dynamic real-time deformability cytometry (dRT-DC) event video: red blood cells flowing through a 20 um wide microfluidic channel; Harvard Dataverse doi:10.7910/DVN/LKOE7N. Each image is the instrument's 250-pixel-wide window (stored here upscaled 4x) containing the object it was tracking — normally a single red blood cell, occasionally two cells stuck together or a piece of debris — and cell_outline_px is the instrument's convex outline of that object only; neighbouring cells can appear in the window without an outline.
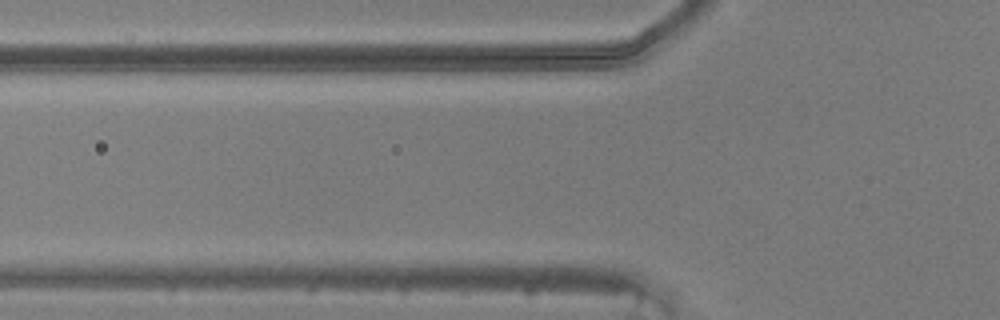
{"species": "common noctule bat (a hibernating species)", "species_latin": "Nyctalus noctula", "temperature_condition": "warm", "stored_images_in_passage": 4, "camera_frame_rate_fps": 3000, "um_per_image_px": 0.085, "animal": {"sex": "male", "body_mass_g": 20.5, "forearm_length_mm": 52.5}, "frame": {"image": 1, "passage_image": 4, "time_ms": 1.0, "image_size_px": [1000, 320], "cell_outline_px": [[488, 60], [464, 72], [376, 72], [360, 60], [380, 52], [416, 52]], "centroid_in_image_um": [35.63, 5.32], "position_along_channel_um": 90.2, "area_um2": 14.1}}